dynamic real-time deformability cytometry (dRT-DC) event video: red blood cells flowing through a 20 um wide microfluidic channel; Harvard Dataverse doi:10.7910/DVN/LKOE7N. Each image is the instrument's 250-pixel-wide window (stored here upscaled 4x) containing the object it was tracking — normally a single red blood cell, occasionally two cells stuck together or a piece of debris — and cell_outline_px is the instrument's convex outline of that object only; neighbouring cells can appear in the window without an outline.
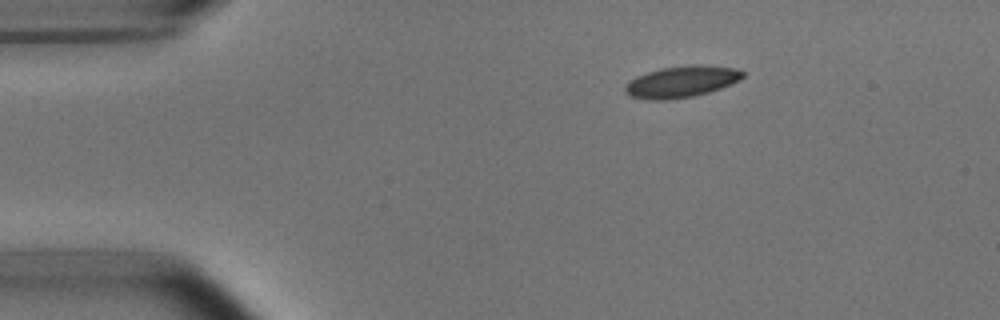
{"species": "common noctule bat (a hibernating species)", "species_latin": "Nyctalus noctula", "temperature_condition": "room temperature", "stored_images_in_passage": 45, "camera_frame_rate_fps": 3000, "um_per_image_px": 0.085, "animal": {"sex": "male", "body_mass_g": 15.6}, "frame": {"image": 1, "passage_image": 1, "time_ms": 0.0, "image_size_px": [1000, 320], "cell_outline_px": [[744, 76], [740, 80], [732, 84], [708, 92], [692, 96], [664, 100], [648, 100], [628, 96], [624, 92], [624, 84], [636, 76], [660, 68], [692, 64], [696, 64], [736, 68], [744, 72]], "centroid_in_image_um": [57.89, 6.94], "position_along_channel_um": 27.1, "area_um2": 21.73}}
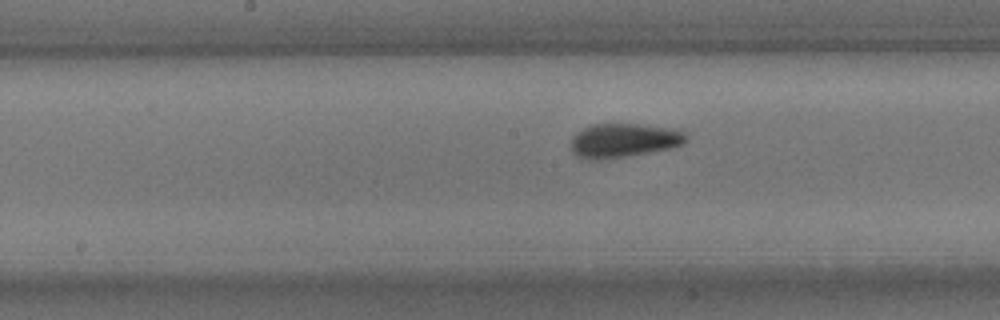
{"frame": {"image": 2, "passage_image": 19, "time_ms": 6.0, "image_size_px": [1000, 320], "cell_outline_px": [[688, 140], [684, 144], [672, 148], [628, 156], [600, 160], [588, 160], [576, 156], [572, 152], [572, 136], [576, 132], [592, 124], [640, 124], [672, 128], [684, 132], [688, 136]], "centroid_in_image_um": [53.03, 11.94], "position_along_channel_um": 195.2, "area_um2": 23.12}}
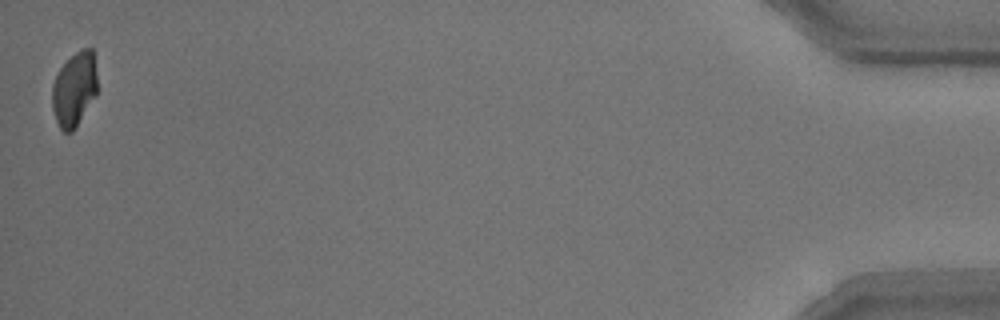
{"frame": {"image": 3, "passage_image": 45, "time_ms": 14.667, "image_size_px": [1000, 320], "cell_outline_px": [[96, 96], [72, 132], [64, 132], [60, 128], [56, 120], [52, 108], [52, 84], [60, 68], [76, 52], [84, 48], [92, 48], [96, 72]], "centroid_in_image_um": [6.31, 7.6], "position_along_channel_um": 428.9, "area_um2": 19.31}, "authors_computed_cell_mechanics": {"area_um2": 21.6172, "velocity_mm_per_s": 3.7457, "shape_relaxation_time_tau1_ms": 3.1558, "shape_relaxation_time_tau2_ms": 1.0753, "deformation_change_tau1": 0.1038, "deformation_change_tau2": 0.0606}}